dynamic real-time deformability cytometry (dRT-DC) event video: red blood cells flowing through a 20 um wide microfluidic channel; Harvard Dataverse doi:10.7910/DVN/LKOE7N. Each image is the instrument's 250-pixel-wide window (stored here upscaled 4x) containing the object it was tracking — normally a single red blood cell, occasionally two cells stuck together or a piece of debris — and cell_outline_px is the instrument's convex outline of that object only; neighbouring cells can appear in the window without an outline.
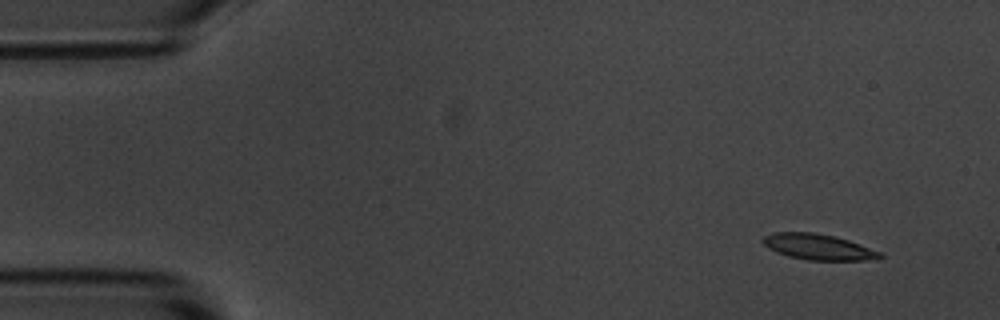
{"species": "common noctule bat (a hibernating species)", "species_latin": "Nyctalus noctula", "temperature_condition": "room temperature", "stored_images_in_passage": 14, "camera_frame_rate_fps": 3000, "um_per_image_px": 0.085, "animal": {"sex": "male", "body_mass_g": 20.1, "forearm_length_mm": 53.5}, "frame": {"image": 1, "passage_image": 1, "time_ms": 0.0, "image_size_px": [1000, 320], "cell_outline_px": [[884, 256], [880, 260], [808, 260], [788, 256], [776, 252], [768, 248], [760, 240], [764, 236], [776, 232], [812, 232], [832, 236], [848, 240], [880, 252]], "centroid_in_image_um": [69.54, 21.0], "position_along_channel_um": 15.5, "area_um2": 17.51}}
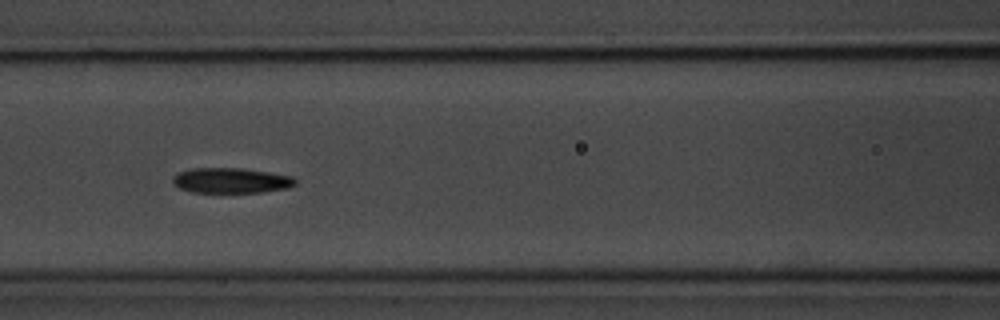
{"frame": {"image": 2, "passage_image": 6, "time_ms": 6.333, "image_size_px": [1000, 320], "cell_outline_px": [[296, 184], [288, 188], [264, 192], [192, 192], [180, 188], [172, 184], [172, 176], [180, 172], [192, 168], [244, 168], [292, 176], [296, 180]], "centroid_in_image_um": [19.64, 15.34], "position_along_channel_um": 147.0, "area_um2": 18.09}}
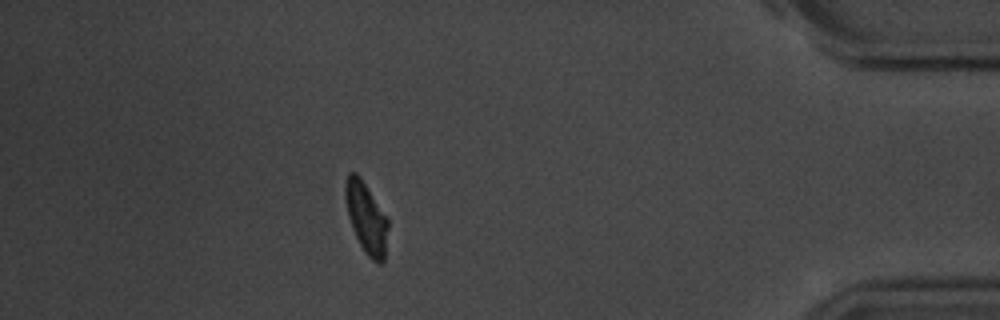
{"frame": {"image": 3, "passage_image": 13, "time_ms": 14.667, "image_size_px": [1000, 320], "cell_outline_px": [[388, 228], [384, 260], [380, 264], [372, 260], [364, 252], [352, 228], [348, 216], [344, 196], [344, 188], [348, 172], [356, 172], [360, 176], [388, 216]], "centroid_in_image_um": [31.13, 18.48], "position_along_channel_um": 404.1, "area_um2": 17.92}, "authors_computed_cell_mechanics": {"area_um2": 18.1492, "velocity_mm_per_s": 3.6417, "shape_relaxation_time_tau1_ms": 2.2089, "shape_relaxation_time_tau2_ms": null, "deformation_change_tau1": 0.0901, "deformation_change_tau2": null}}